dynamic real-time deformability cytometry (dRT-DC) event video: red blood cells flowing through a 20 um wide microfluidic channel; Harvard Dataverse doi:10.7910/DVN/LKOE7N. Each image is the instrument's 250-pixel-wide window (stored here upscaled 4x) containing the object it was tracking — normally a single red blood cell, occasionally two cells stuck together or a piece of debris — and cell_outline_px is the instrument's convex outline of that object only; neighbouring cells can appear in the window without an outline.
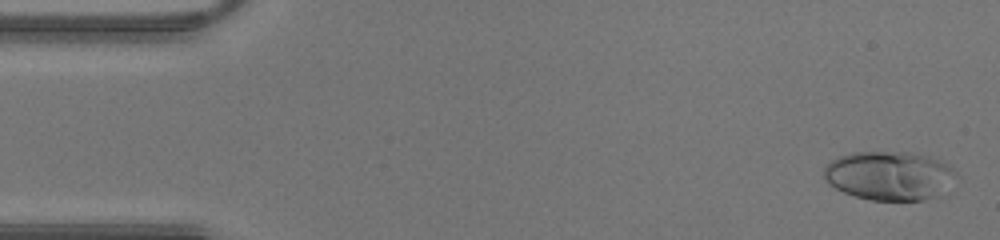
{"species": "human", "species_latin": "Homo sapiens", "temperature_condition": "warm", "stored_images_in_passage": 43, "camera_frame_rate_fps": 3000, "um_per_image_px": 0.085, "donor": {"sex": "male"}, "frame": {"image": 1, "passage_image": 2, "time_ms": 0.333, "image_size_px": [1000, 240], "cell_outline_px": [[956, 172], [936, 196], [920, 200], [872, 200], [856, 196], [844, 192], [828, 184], [824, 180], [824, 168], [832, 160], [840, 156], [852, 152], [908, 152], [928, 156], [948, 164]], "centroid_in_image_um": [75.51, 14.91], "position_along_channel_um": 9.5, "area_um2": 36.99}}
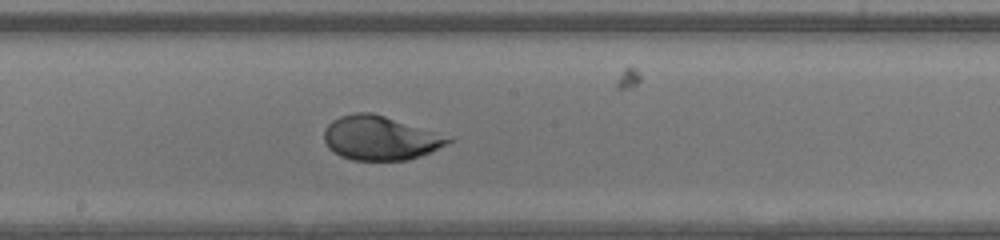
{"frame": {"image": 2, "passage_image": 23, "time_ms": 7.333, "image_size_px": [1000, 240], "cell_outline_px": [[456, 140], [432, 152], [408, 160], [352, 160], [340, 156], [332, 152], [328, 148], [324, 140], [324, 128], [332, 120], [340, 116], [356, 112], [372, 112], [436, 132]], "centroid_in_image_um": [32.29, 11.74], "position_along_channel_um": 215.9, "area_um2": 32.02}}
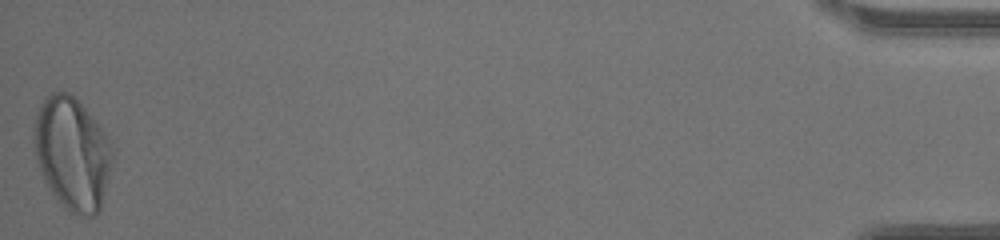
{"frame": {"image": 3, "passage_image": 43, "time_ms": 14.0, "image_size_px": [1000, 240], "cell_outline_px": [[112, 164], [100, 212], [96, 216], [92, 216], [68, 212], [52, 196], [44, 180], [36, 156], [32, 140], [36, 112], [40, 104], [52, 92], [68, 92], [76, 96], [104, 128], [112, 144]], "centroid_in_image_um": [6.15, 13.03], "position_along_channel_um": 429.0, "area_um2": 52.42}}